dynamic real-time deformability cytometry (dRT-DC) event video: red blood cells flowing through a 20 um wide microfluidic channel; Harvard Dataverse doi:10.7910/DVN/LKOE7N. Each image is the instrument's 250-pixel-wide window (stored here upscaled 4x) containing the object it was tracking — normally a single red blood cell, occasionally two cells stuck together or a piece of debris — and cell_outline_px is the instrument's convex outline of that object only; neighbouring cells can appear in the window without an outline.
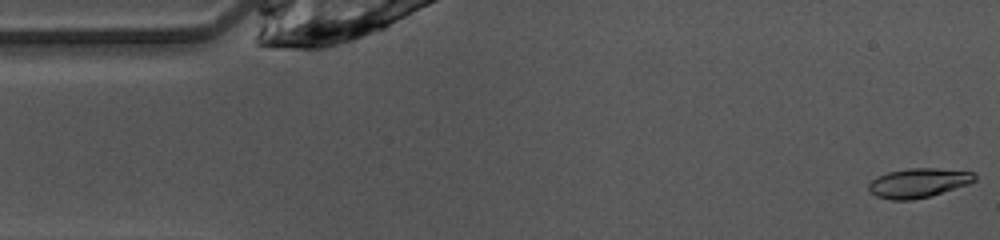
{"species": "common noctule bat (a hibernating species)", "species_latin": "Nyctalus noctula", "temperature_condition": "warm", "stored_images_in_passage": 47, "camera_frame_rate_fps": 3000, "um_per_image_px": 0.085, "animal": {"sex": "female", "body_mass_g": 10.0, "forearm_length_mm": 53.1}, "frame": {"image": 1, "passage_image": 1, "time_ms": 0.0, "image_size_px": [1000, 240], "cell_outline_px": [[976, 180], [968, 184], [932, 196], [912, 200], [892, 200], [876, 196], [868, 188], [868, 184], [872, 180], [888, 172], [908, 168], [936, 168], [972, 172], [976, 176]], "centroid_in_image_um": [78.08, 15.55], "position_along_channel_um": 6.9, "area_um2": 18.03}}
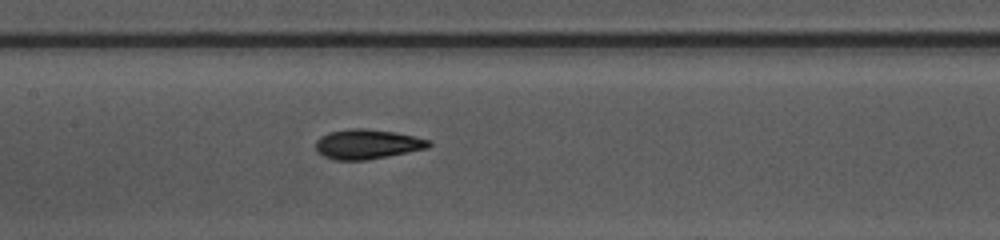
{"frame": {"image": 2, "passage_image": 21, "time_ms": 6.667, "image_size_px": [1000, 240], "cell_outline_px": [[432, 144], [428, 148], [368, 160], [336, 160], [324, 156], [316, 152], [316, 140], [320, 136], [328, 132], [348, 128], [364, 128], [396, 132], [432, 140]], "centroid_in_image_um": [31.22, 12.24], "position_along_channel_um": 176.2, "area_um2": 19.83}}
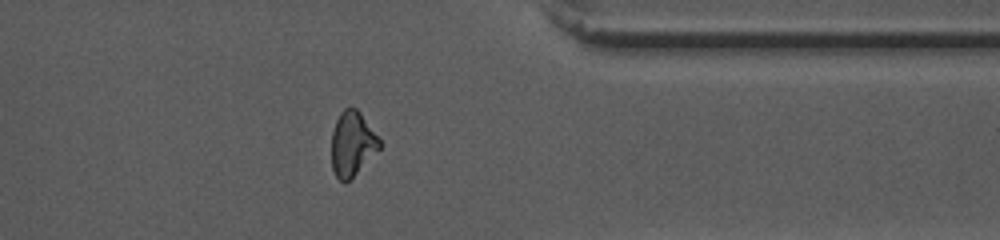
{"frame": {"image": 3, "passage_image": 37, "time_ms": 12.0, "image_size_px": [1000, 240], "cell_outline_px": [[384, 144], [344, 184], [336, 176], [332, 168], [332, 132], [336, 120], [340, 112], [344, 108], [356, 108], [360, 112]], "centroid_in_image_um": [29.95, 12.2], "position_along_channel_um": 381.5, "area_um2": 17.86}, "authors_computed_cell_mechanics": {"area_um2": 18.6694, "velocity_mm_per_s": 4.0952, "shape_relaxation_time_tau1_ms": 3.0866, "shape_relaxation_time_tau2_ms": 1.8342, "deformation_change_tau1": 0.1554, "deformation_change_tau2": 0.0814}}